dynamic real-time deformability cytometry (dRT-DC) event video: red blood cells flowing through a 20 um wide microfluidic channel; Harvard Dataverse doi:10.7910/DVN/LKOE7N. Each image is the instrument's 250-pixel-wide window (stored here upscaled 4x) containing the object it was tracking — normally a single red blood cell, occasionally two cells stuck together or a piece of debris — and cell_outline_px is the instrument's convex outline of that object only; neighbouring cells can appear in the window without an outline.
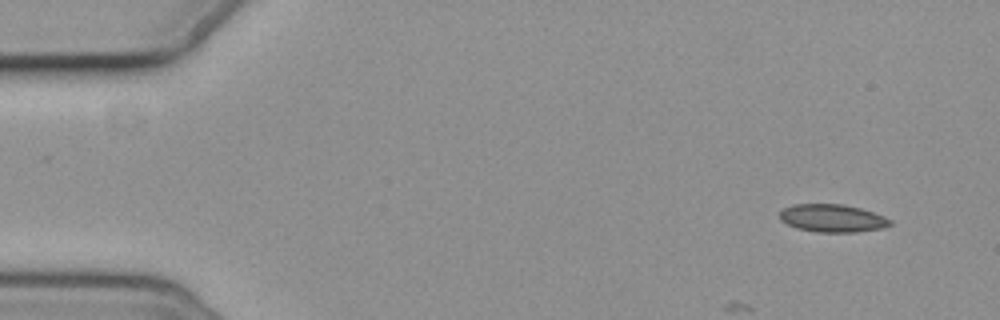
{"species": "common noctule bat (a hibernating species)", "species_latin": "Nyctalus noctula", "temperature_condition": "cold", "stored_images_in_passage": 4, "camera_frame_rate_fps": 3000, "um_per_image_px": 0.085, "animal": {"sex": "female", "body_mass_g": 19.3, "forearm_length_mm": 54.1}, "frame": {"image": 1, "passage_image": 1, "time_ms": 0.0, "image_size_px": [1000, 320], "cell_outline_px": [[892, 224], [880, 228], [856, 232], [816, 232], [796, 228], [780, 220], [780, 212], [784, 208], [792, 204], [840, 204], [860, 208], [884, 216], [892, 220]], "centroid_in_image_um": [70.73, 18.55], "position_along_channel_um": 14.3, "area_um2": 17.8}}
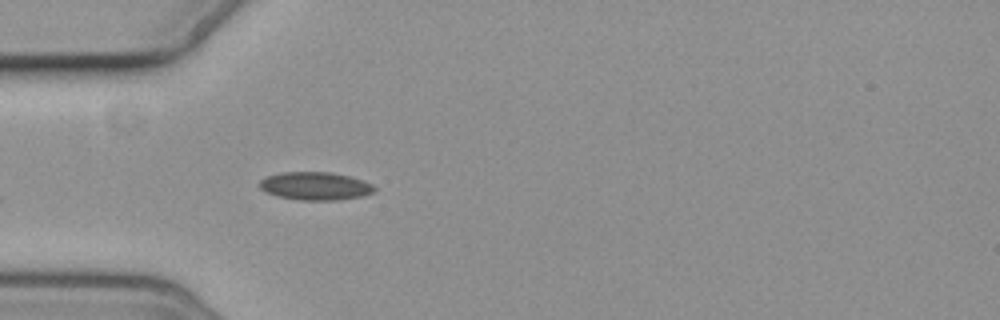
{"frame": {"image": 2, "passage_image": 4, "time_ms": 4.333, "image_size_px": [1000, 320], "cell_outline_px": [[376, 188], [372, 192], [360, 196], [340, 200], [300, 200], [276, 196], [260, 188], [260, 180], [268, 176], [284, 172], [328, 172], [348, 176], [364, 180], [372, 184]], "centroid_in_image_um": [26.81, 15.81], "position_along_channel_um": 58.2, "area_um2": 18.55}}